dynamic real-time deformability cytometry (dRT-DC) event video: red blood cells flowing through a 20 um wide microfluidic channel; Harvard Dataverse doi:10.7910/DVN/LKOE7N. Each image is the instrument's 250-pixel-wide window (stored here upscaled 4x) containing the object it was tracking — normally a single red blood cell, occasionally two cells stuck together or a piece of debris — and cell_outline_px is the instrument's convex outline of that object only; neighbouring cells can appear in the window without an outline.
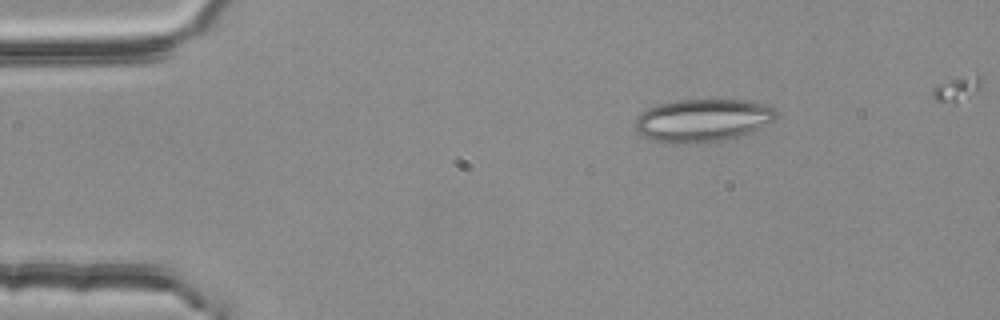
{"species": "common noctule bat (a hibernating species)", "species_latin": "Nyctalus noctula", "temperature_condition": "room temperature", "stored_images_in_passage": 4, "camera_frame_rate_fps": 3000, "um_per_image_px": 0.085, "animal": {"sex": "female", "body_mass_g": 25.1}, "frame": {"image": 1, "passage_image": 1, "time_ms": 0.0, "image_size_px": [1000, 320], "cell_outline_px": [[780, 112], [772, 120], [748, 132], [724, 140], [676, 144], [664, 144], [648, 140], [632, 124], [636, 116], [640, 112], [656, 104], [680, 100], [744, 100], [768, 104], [776, 108]], "centroid_in_image_um": [59.65, 10.22], "position_along_channel_um": 25.3, "area_um2": 35.37}}